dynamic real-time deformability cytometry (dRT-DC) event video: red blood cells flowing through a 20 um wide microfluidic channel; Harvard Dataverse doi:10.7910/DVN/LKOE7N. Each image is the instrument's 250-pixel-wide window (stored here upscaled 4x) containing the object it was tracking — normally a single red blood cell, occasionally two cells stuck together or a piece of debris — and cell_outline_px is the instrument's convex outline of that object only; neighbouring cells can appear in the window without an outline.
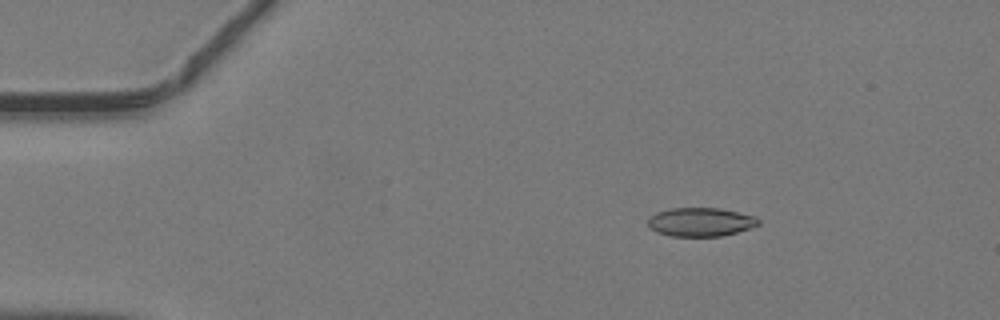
{"species": "common noctule bat (a hibernating species)", "species_latin": "Nyctalus noctula", "temperature_condition": "warm", "stored_images_in_passage": 46, "camera_frame_rate_fps": 3000, "um_per_image_px": 0.085, "animal": {"sex": "male", "body_mass_g": 19.2, "forearm_length_mm": 51.8}, "frame": {"image": 1, "passage_image": 7, "time_ms": 2.0, "image_size_px": [1000, 320], "cell_outline_px": [[760, 224], [736, 232], [720, 236], [672, 236], [656, 232], [648, 224], [648, 220], [656, 212], [672, 208], [720, 208], [756, 216], [760, 220]], "centroid_in_image_um": [59.57, 18.86], "position_along_channel_um": 25.4, "area_um2": 18.32}}
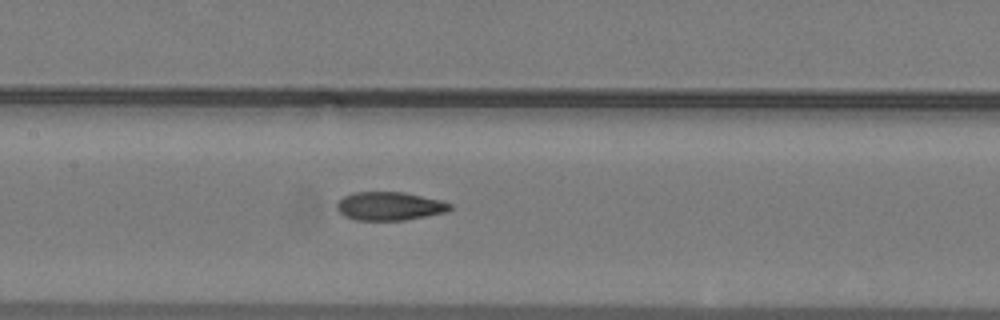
{"frame": {"image": 2, "passage_image": 22, "time_ms": 7.0, "image_size_px": [1000, 320], "cell_outline_px": [[452, 208], [448, 212], [404, 220], [356, 220], [344, 216], [336, 208], [336, 204], [344, 196], [352, 192], [404, 192], [440, 200], [452, 204]], "centroid_in_image_um": [33.11, 17.52], "position_along_channel_um": 174.3, "area_um2": 18.79}}
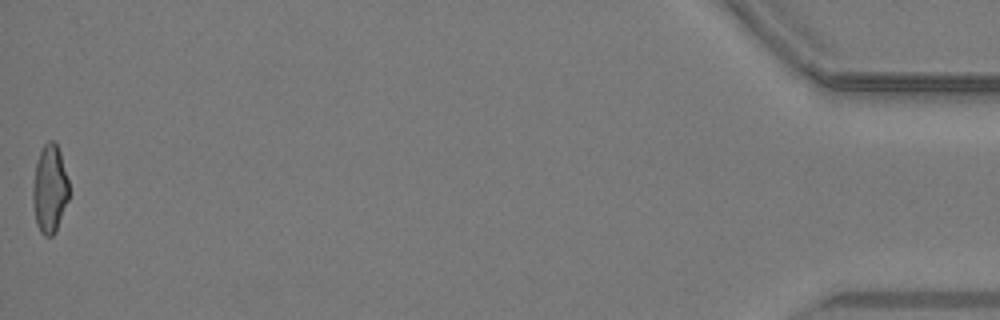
{"frame": {"image": 3, "passage_image": 46, "time_ms": 15.0, "image_size_px": [1000, 320], "cell_outline_px": [[68, 200], [56, 232], [52, 236], [44, 236], [40, 232], [36, 224], [32, 204], [32, 188], [36, 164], [40, 152], [44, 144], [48, 140], [52, 140], [56, 144], [60, 152], [68, 180]], "centroid_in_image_um": [4.21, 16.1], "position_along_channel_um": 431.0, "area_um2": 18.61}}